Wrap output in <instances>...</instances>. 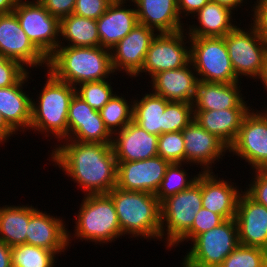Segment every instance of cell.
Returning <instances> with one entry per match:
<instances>
[{"mask_svg": "<svg viewBox=\"0 0 267 267\" xmlns=\"http://www.w3.org/2000/svg\"><path fill=\"white\" fill-rule=\"evenodd\" d=\"M64 142V143H63ZM66 142V143H65ZM55 145L51 161L71 181L82 188L84 195L108 194L117 185V161L112 144L62 140Z\"/></svg>", "mask_w": 267, "mask_h": 267, "instance_id": "cell-1", "label": "cell"}, {"mask_svg": "<svg viewBox=\"0 0 267 267\" xmlns=\"http://www.w3.org/2000/svg\"><path fill=\"white\" fill-rule=\"evenodd\" d=\"M59 47L48 57L47 70L58 80L71 86L100 81L114 75L111 51L107 48L65 46Z\"/></svg>", "mask_w": 267, "mask_h": 267, "instance_id": "cell-2", "label": "cell"}, {"mask_svg": "<svg viewBox=\"0 0 267 267\" xmlns=\"http://www.w3.org/2000/svg\"><path fill=\"white\" fill-rule=\"evenodd\" d=\"M108 195L114 202L122 235L161 241L160 202L148 192L113 188ZM141 236V237H140Z\"/></svg>", "mask_w": 267, "mask_h": 267, "instance_id": "cell-3", "label": "cell"}, {"mask_svg": "<svg viewBox=\"0 0 267 267\" xmlns=\"http://www.w3.org/2000/svg\"><path fill=\"white\" fill-rule=\"evenodd\" d=\"M38 98L31 102L30 128L57 141L68 139V109L76 90L74 86L56 79L47 70V79ZM37 102V103H36ZM52 134V135H51Z\"/></svg>", "mask_w": 267, "mask_h": 267, "instance_id": "cell-4", "label": "cell"}, {"mask_svg": "<svg viewBox=\"0 0 267 267\" xmlns=\"http://www.w3.org/2000/svg\"><path fill=\"white\" fill-rule=\"evenodd\" d=\"M80 206L75 217V233L71 236L68 230V244L73 236L96 245L111 243L123 236L114 202L108 194L84 195Z\"/></svg>", "mask_w": 267, "mask_h": 267, "instance_id": "cell-5", "label": "cell"}, {"mask_svg": "<svg viewBox=\"0 0 267 267\" xmlns=\"http://www.w3.org/2000/svg\"><path fill=\"white\" fill-rule=\"evenodd\" d=\"M191 244L190 251L182 258V267H220L239 245L235 218L226 219L215 228L196 236Z\"/></svg>", "mask_w": 267, "mask_h": 267, "instance_id": "cell-6", "label": "cell"}, {"mask_svg": "<svg viewBox=\"0 0 267 267\" xmlns=\"http://www.w3.org/2000/svg\"><path fill=\"white\" fill-rule=\"evenodd\" d=\"M190 61L199 81L235 83V75L224 37H189Z\"/></svg>", "mask_w": 267, "mask_h": 267, "instance_id": "cell-7", "label": "cell"}, {"mask_svg": "<svg viewBox=\"0 0 267 267\" xmlns=\"http://www.w3.org/2000/svg\"><path fill=\"white\" fill-rule=\"evenodd\" d=\"M201 208V185L197 181L160 203L161 241L165 240L168 250L192 227L196 213Z\"/></svg>", "mask_w": 267, "mask_h": 267, "instance_id": "cell-8", "label": "cell"}, {"mask_svg": "<svg viewBox=\"0 0 267 267\" xmlns=\"http://www.w3.org/2000/svg\"><path fill=\"white\" fill-rule=\"evenodd\" d=\"M13 13L32 43L47 58L59 47L60 20L38 0H18Z\"/></svg>", "mask_w": 267, "mask_h": 267, "instance_id": "cell-9", "label": "cell"}, {"mask_svg": "<svg viewBox=\"0 0 267 267\" xmlns=\"http://www.w3.org/2000/svg\"><path fill=\"white\" fill-rule=\"evenodd\" d=\"M240 28L237 26L224 36L228 55L239 80L242 76L257 79L262 69L267 42L252 24L248 25L249 30Z\"/></svg>", "mask_w": 267, "mask_h": 267, "instance_id": "cell-10", "label": "cell"}, {"mask_svg": "<svg viewBox=\"0 0 267 267\" xmlns=\"http://www.w3.org/2000/svg\"><path fill=\"white\" fill-rule=\"evenodd\" d=\"M254 110L244 117L229 152L244 159L253 170H267V110Z\"/></svg>", "mask_w": 267, "mask_h": 267, "instance_id": "cell-11", "label": "cell"}, {"mask_svg": "<svg viewBox=\"0 0 267 267\" xmlns=\"http://www.w3.org/2000/svg\"><path fill=\"white\" fill-rule=\"evenodd\" d=\"M184 31L186 30L157 33L146 53L142 69L134 78L144 72L152 78L161 71L178 69L187 65L190 62V46L186 44L190 42L186 41L189 37L187 38V32Z\"/></svg>", "mask_w": 267, "mask_h": 267, "instance_id": "cell-12", "label": "cell"}, {"mask_svg": "<svg viewBox=\"0 0 267 267\" xmlns=\"http://www.w3.org/2000/svg\"><path fill=\"white\" fill-rule=\"evenodd\" d=\"M0 53L26 69L48 64V58L32 43L14 13L0 15Z\"/></svg>", "mask_w": 267, "mask_h": 267, "instance_id": "cell-13", "label": "cell"}, {"mask_svg": "<svg viewBox=\"0 0 267 267\" xmlns=\"http://www.w3.org/2000/svg\"><path fill=\"white\" fill-rule=\"evenodd\" d=\"M169 164L160 156L138 161H117L116 187L155 194Z\"/></svg>", "mask_w": 267, "mask_h": 267, "instance_id": "cell-14", "label": "cell"}, {"mask_svg": "<svg viewBox=\"0 0 267 267\" xmlns=\"http://www.w3.org/2000/svg\"><path fill=\"white\" fill-rule=\"evenodd\" d=\"M153 29L137 24L130 33L121 39L111 51V63L113 71L125 72L134 77L144 64L146 53L151 42L157 35Z\"/></svg>", "mask_w": 267, "mask_h": 267, "instance_id": "cell-15", "label": "cell"}, {"mask_svg": "<svg viewBox=\"0 0 267 267\" xmlns=\"http://www.w3.org/2000/svg\"><path fill=\"white\" fill-rule=\"evenodd\" d=\"M182 136L185 163L200 165L202 172L213 171L212 164L215 165V161L218 162L229 151L219 138L201 127L195 119L182 130Z\"/></svg>", "mask_w": 267, "mask_h": 267, "instance_id": "cell-16", "label": "cell"}, {"mask_svg": "<svg viewBox=\"0 0 267 267\" xmlns=\"http://www.w3.org/2000/svg\"><path fill=\"white\" fill-rule=\"evenodd\" d=\"M235 220L239 244L267 251V207L253 200L245 190L239 197Z\"/></svg>", "mask_w": 267, "mask_h": 267, "instance_id": "cell-17", "label": "cell"}, {"mask_svg": "<svg viewBox=\"0 0 267 267\" xmlns=\"http://www.w3.org/2000/svg\"><path fill=\"white\" fill-rule=\"evenodd\" d=\"M201 185L202 207L221 215L225 220L236 216L238 200L242 194L234 182L218 178L212 171H199L196 180Z\"/></svg>", "mask_w": 267, "mask_h": 267, "instance_id": "cell-18", "label": "cell"}, {"mask_svg": "<svg viewBox=\"0 0 267 267\" xmlns=\"http://www.w3.org/2000/svg\"><path fill=\"white\" fill-rule=\"evenodd\" d=\"M112 136L116 161H138L158 156L159 136L148 133L133 120Z\"/></svg>", "mask_w": 267, "mask_h": 267, "instance_id": "cell-19", "label": "cell"}, {"mask_svg": "<svg viewBox=\"0 0 267 267\" xmlns=\"http://www.w3.org/2000/svg\"><path fill=\"white\" fill-rule=\"evenodd\" d=\"M198 81L197 73L190 61L181 68L161 71L154 75L151 78L152 92L168 101L193 104Z\"/></svg>", "mask_w": 267, "mask_h": 267, "instance_id": "cell-20", "label": "cell"}, {"mask_svg": "<svg viewBox=\"0 0 267 267\" xmlns=\"http://www.w3.org/2000/svg\"><path fill=\"white\" fill-rule=\"evenodd\" d=\"M26 244L51 250L56 254L68 249V228L65 221L46 211L37 210L29 219Z\"/></svg>", "mask_w": 267, "mask_h": 267, "instance_id": "cell-21", "label": "cell"}, {"mask_svg": "<svg viewBox=\"0 0 267 267\" xmlns=\"http://www.w3.org/2000/svg\"><path fill=\"white\" fill-rule=\"evenodd\" d=\"M125 0L112 1L106 12L96 20L100 46L111 49L138 24L136 8H129Z\"/></svg>", "mask_w": 267, "mask_h": 267, "instance_id": "cell-22", "label": "cell"}, {"mask_svg": "<svg viewBox=\"0 0 267 267\" xmlns=\"http://www.w3.org/2000/svg\"><path fill=\"white\" fill-rule=\"evenodd\" d=\"M135 4L138 23L157 33L185 30L177 9V0H132Z\"/></svg>", "mask_w": 267, "mask_h": 267, "instance_id": "cell-23", "label": "cell"}, {"mask_svg": "<svg viewBox=\"0 0 267 267\" xmlns=\"http://www.w3.org/2000/svg\"><path fill=\"white\" fill-rule=\"evenodd\" d=\"M30 73L27 72L16 84L0 88V113L6 124L17 134L30 128L31 101L33 97L23 90ZM22 129V130H20Z\"/></svg>", "mask_w": 267, "mask_h": 267, "instance_id": "cell-24", "label": "cell"}, {"mask_svg": "<svg viewBox=\"0 0 267 267\" xmlns=\"http://www.w3.org/2000/svg\"><path fill=\"white\" fill-rule=\"evenodd\" d=\"M242 82L215 83L198 81L194 110H221L229 108H251L240 90Z\"/></svg>", "mask_w": 267, "mask_h": 267, "instance_id": "cell-25", "label": "cell"}, {"mask_svg": "<svg viewBox=\"0 0 267 267\" xmlns=\"http://www.w3.org/2000/svg\"><path fill=\"white\" fill-rule=\"evenodd\" d=\"M251 109L253 108L194 110V119L229 148L238 135L244 117Z\"/></svg>", "mask_w": 267, "mask_h": 267, "instance_id": "cell-26", "label": "cell"}, {"mask_svg": "<svg viewBox=\"0 0 267 267\" xmlns=\"http://www.w3.org/2000/svg\"><path fill=\"white\" fill-rule=\"evenodd\" d=\"M233 11L215 1L210 0L194 16L199 25H189L188 37H224L234 30L237 25L233 22ZM196 16V17H195Z\"/></svg>", "mask_w": 267, "mask_h": 267, "instance_id": "cell-27", "label": "cell"}, {"mask_svg": "<svg viewBox=\"0 0 267 267\" xmlns=\"http://www.w3.org/2000/svg\"><path fill=\"white\" fill-rule=\"evenodd\" d=\"M37 210L32 205L0 207V240L9 247L26 244L27 225Z\"/></svg>", "mask_w": 267, "mask_h": 267, "instance_id": "cell-28", "label": "cell"}, {"mask_svg": "<svg viewBox=\"0 0 267 267\" xmlns=\"http://www.w3.org/2000/svg\"><path fill=\"white\" fill-rule=\"evenodd\" d=\"M169 101L154 94L145 93L141 99L133 100V121L150 134H163L164 111Z\"/></svg>", "mask_w": 267, "mask_h": 267, "instance_id": "cell-29", "label": "cell"}, {"mask_svg": "<svg viewBox=\"0 0 267 267\" xmlns=\"http://www.w3.org/2000/svg\"><path fill=\"white\" fill-rule=\"evenodd\" d=\"M61 36L62 41L65 40V42H67L66 46H100L96 20L78 16L74 13L60 20V37Z\"/></svg>", "mask_w": 267, "mask_h": 267, "instance_id": "cell-30", "label": "cell"}, {"mask_svg": "<svg viewBox=\"0 0 267 267\" xmlns=\"http://www.w3.org/2000/svg\"><path fill=\"white\" fill-rule=\"evenodd\" d=\"M117 95L115 94L99 111L105 127L112 135L133 120V98L129 102L122 94Z\"/></svg>", "mask_w": 267, "mask_h": 267, "instance_id": "cell-31", "label": "cell"}, {"mask_svg": "<svg viewBox=\"0 0 267 267\" xmlns=\"http://www.w3.org/2000/svg\"><path fill=\"white\" fill-rule=\"evenodd\" d=\"M55 258V252L34 245L11 247L12 267H54Z\"/></svg>", "mask_w": 267, "mask_h": 267, "instance_id": "cell-32", "label": "cell"}, {"mask_svg": "<svg viewBox=\"0 0 267 267\" xmlns=\"http://www.w3.org/2000/svg\"><path fill=\"white\" fill-rule=\"evenodd\" d=\"M182 164L172 163L167 167L160 186L154 194L160 203L168 197L184 191L196 182L199 173L190 178L185 171L186 169L182 168Z\"/></svg>", "mask_w": 267, "mask_h": 267, "instance_id": "cell-33", "label": "cell"}, {"mask_svg": "<svg viewBox=\"0 0 267 267\" xmlns=\"http://www.w3.org/2000/svg\"><path fill=\"white\" fill-rule=\"evenodd\" d=\"M112 83L106 80L85 82L75 87L76 95L89 104L94 110L100 111L115 95Z\"/></svg>", "mask_w": 267, "mask_h": 267, "instance_id": "cell-34", "label": "cell"}, {"mask_svg": "<svg viewBox=\"0 0 267 267\" xmlns=\"http://www.w3.org/2000/svg\"><path fill=\"white\" fill-rule=\"evenodd\" d=\"M220 267H267V251L239 244Z\"/></svg>", "mask_w": 267, "mask_h": 267, "instance_id": "cell-35", "label": "cell"}, {"mask_svg": "<svg viewBox=\"0 0 267 267\" xmlns=\"http://www.w3.org/2000/svg\"><path fill=\"white\" fill-rule=\"evenodd\" d=\"M193 120L192 103L169 101L164 111L163 133L182 131Z\"/></svg>", "mask_w": 267, "mask_h": 267, "instance_id": "cell-36", "label": "cell"}, {"mask_svg": "<svg viewBox=\"0 0 267 267\" xmlns=\"http://www.w3.org/2000/svg\"><path fill=\"white\" fill-rule=\"evenodd\" d=\"M182 131L163 133L158 137V156L170 164H185V149Z\"/></svg>", "mask_w": 267, "mask_h": 267, "instance_id": "cell-37", "label": "cell"}, {"mask_svg": "<svg viewBox=\"0 0 267 267\" xmlns=\"http://www.w3.org/2000/svg\"><path fill=\"white\" fill-rule=\"evenodd\" d=\"M112 137L103 120H89L82 122L81 126L68 139L79 142L112 144Z\"/></svg>", "mask_w": 267, "mask_h": 267, "instance_id": "cell-38", "label": "cell"}, {"mask_svg": "<svg viewBox=\"0 0 267 267\" xmlns=\"http://www.w3.org/2000/svg\"><path fill=\"white\" fill-rule=\"evenodd\" d=\"M102 120L99 111L94 110L76 94L68 109V138L81 126L82 122Z\"/></svg>", "mask_w": 267, "mask_h": 267, "instance_id": "cell-39", "label": "cell"}, {"mask_svg": "<svg viewBox=\"0 0 267 267\" xmlns=\"http://www.w3.org/2000/svg\"><path fill=\"white\" fill-rule=\"evenodd\" d=\"M225 219L206 208H201L195 216L192 227L171 247H177L184 241H192L196 236L205 233L223 223Z\"/></svg>", "mask_w": 267, "mask_h": 267, "instance_id": "cell-40", "label": "cell"}, {"mask_svg": "<svg viewBox=\"0 0 267 267\" xmlns=\"http://www.w3.org/2000/svg\"><path fill=\"white\" fill-rule=\"evenodd\" d=\"M29 70L0 53V88L16 84Z\"/></svg>", "mask_w": 267, "mask_h": 267, "instance_id": "cell-41", "label": "cell"}, {"mask_svg": "<svg viewBox=\"0 0 267 267\" xmlns=\"http://www.w3.org/2000/svg\"><path fill=\"white\" fill-rule=\"evenodd\" d=\"M113 0H76L73 13L85 18L97 20L107 10Z\"/></svg>", "mask_w": 267, "mask_h": 267, "instance_id": "cell-42", "label": "cell"}, {"mask_svg": "<svg viewBox=\"0 0 267 267\" xmlns=\"http://www.w3.org/2000/svg\"><path fill=\"white\" fill-rule=\"evenodd\" d=\"M253 173L249 188L244 190L253 200L267 207V170H253Z\"/></svg>", "mask_w": 267, "mask_h": 267, "instance_id": "cell-43", "label": "cell"}, {"mask_svg": "<svg viewBox=\"0 0 267 267\" xmlns=\"http://www.w3.org/2000/svg\"><path fill=\"white\" fill-rule=\"evenodd\" d=\"M45 9L59 20L73 13L76 0H38Z\"/></svg>", "mask_w": 267, "mask_h": 267, "instance_id": "cell-44", "label": "cell"}, {"mask_svg": "<svg viewBox=\"0 0 267 267\" xmlns=\"http://www.w3.org/2000/svg\"><path fill=\"white\" fill-rule=\"evenodd\" d=\"M253 23H251L259 35L267 42V5L257 7L254 10Z\"/></svg>", "mask_w": 267, "mask_h": 267, "instance_id": "cell-45", "label": "cell"}, {"mask_svg": "<svg viewBox=\"0 0 267 267\" xmlns=\"http://www.w3.org/2000/svg\"><path fill=\"white\" fill-rule=\"evenodd\" d=\"M209 1L210 0H177V9L180 17L185 18L184 16L188 17L190 14L194 16Z\"/></svg>", "mask_w": 267, "mask_h": 267, "instance_id": "cell-46", "label": "cell"}, {"mask_svg": "<svg viewBox=\"0 0 267 267\" xmlns=\"http://www.w3.org/2000/svg\"><path fill=\"white\" fill-rule=\"evenodd\" d=\"M0 267H12L11 247L0 240Z\"/></svg>", "mask_w": 267, "mask_h": 267, "instance_id": "cell-47", "label": "cell"}, {"mask_svg": "<svg viewBox=\"0 0 267 267\" xmlns=\"http://www.w3.org/2000/svg\"><path fill=\"white\" fill-rule=\"evenodd\" d=\"M13 134L16 133L6 124L0 113V144H4L8 139H11L10 137H12Z\"/></svg>", "mask_w": 267, "mask_h": 267, "instance_id": "cell-48", "label": "cell"}, {"mask_svg": "<svg viewBox=\"0 0 267 267\" xmlns=\"http://www.w3.org/2000/svg\"><path fill=\"white\" fill-rule=\"evenodd\" d=\"M18 0H0V15L13 13Z\"/></svg>", "mask_w": 267, "mask_h": 267, "instance_id": "cell-49", "label": "cell"}, {"mask_svg": "<svg viewBox=\"0 0 267 267\" xmlns=\"http://www.w3.org/2000/svg\"><path fill=\"white\" fill-rule=\"evenodd\" d=\"M215 1L216 3H219L221 5H224L228 8H230L231 10H236L237 7L240 8L241 6H243V3L246 4L244 0H212Z\"/></svg>", "mask_w": 267, "mask_h": 267, "instance_id": "cell-50", "label": "cell"}, {"mask_svg": "<svg viewBox=\"0 0 267 267\" xmlns=\"http://www.w3.org/2000/svg\"><path fill=\"white\" fill-rule=\"evenodd\" d=\"M257 79H260L267 91V50L263 58L262 69Z\"/></svg>", "mask_w": 267, "mask_h": 267, "instance_id": "cell-51", "label": "cell"}, {"mask_svg": "<svg viewBox=\"0 0 267 267\" xmlns=\"http://www.w3.org/2000/svg\"><path fill=\"white\" fill-rule=\"evenodd\" d=\"M254 3L255 4H253V6H252L253 8H252V11L251 12H253L257 7L267 5V0H257Z\"/></svg>", "mask_w": 267, "mask_h": 267, "instance_id": "cell-52", "label": "cell"}]
</instances>
